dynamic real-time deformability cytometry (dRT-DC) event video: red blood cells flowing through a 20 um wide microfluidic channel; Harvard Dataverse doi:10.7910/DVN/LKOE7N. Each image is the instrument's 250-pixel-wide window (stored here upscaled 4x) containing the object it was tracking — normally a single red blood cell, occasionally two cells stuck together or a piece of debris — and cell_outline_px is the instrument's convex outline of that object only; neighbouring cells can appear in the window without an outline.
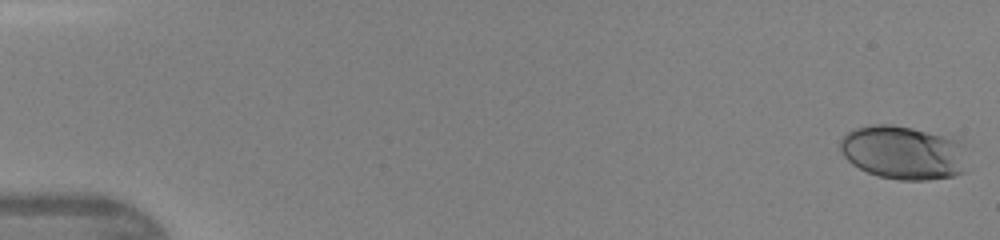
{"species": "human", "species_latin": "Homo sapiens", "temperature_condition": "warm", "stored_images_in_passage": 45, "camera_frame_rate_fps": 3000, "um_per_image_px": 0.085, "donor": {"sex": "female"}, "frame": {"image": 1, "passage_image": 1, "time_ms": 0.0, "image_size_px": [1000, 240], "cell_outline_px": [[972, 168], [968, 172], [952, 176], [928, 180], [900, 180], [880, 176], [868, 172], [852, 164], [844, 156], [840, 148], [840, 140], [848, 132], [856, 128], [872, 124], [892, 124], [960, 136]], "centroid_in_image_um": [76.95, 12.95], "position_along_channel_um": 8.1, "area_um2": 41.27}}
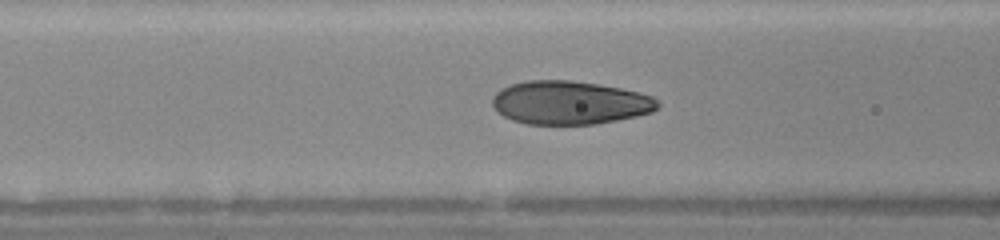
{"frame": {"image": 2, "passage_image": 19, "time_ms": 6.0, "image_size_px": [1000, 240], "cell_outline_px": [[660, 108], [652, 112], [636, 116], [596, 124], [528, 124], [512, 120], [504, 116], [492, 104], [492, 96], [500, 88], [512, 84], [528, 80], [572, 80], [600, 84], [640, 92], [652, 96], [660, 104]], "centroid_in_image_um": [48.45, 8.72], "position_along_channel_um": 118.2, "area_um2": 41.96}}
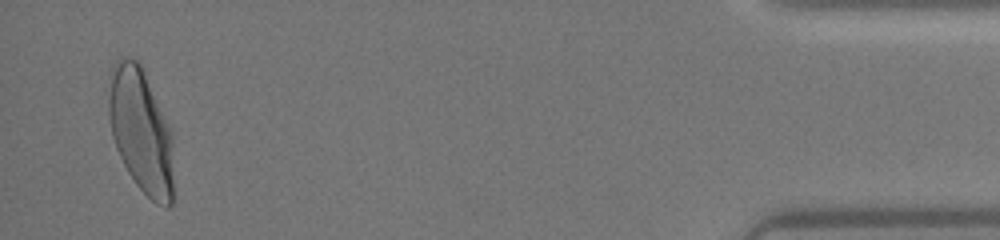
{"frame": {"image": 3, "passage_image": 44, "time_ms": 14.333, "image_size_px": [1000, 240], "cell_outline_px": [[172, 204], [168, 208], [156, 204], [136, 184], [128, 172], [116, 148], [112, 136], [108, 116], [108, 100], [112, 64], [120, 56], [136, 60], [140, 64], [172, 132]], "centroid_in_image_um": [11.96, 11.12], "position_along_channel_um": 423.2, "area_um2": 46.76}}